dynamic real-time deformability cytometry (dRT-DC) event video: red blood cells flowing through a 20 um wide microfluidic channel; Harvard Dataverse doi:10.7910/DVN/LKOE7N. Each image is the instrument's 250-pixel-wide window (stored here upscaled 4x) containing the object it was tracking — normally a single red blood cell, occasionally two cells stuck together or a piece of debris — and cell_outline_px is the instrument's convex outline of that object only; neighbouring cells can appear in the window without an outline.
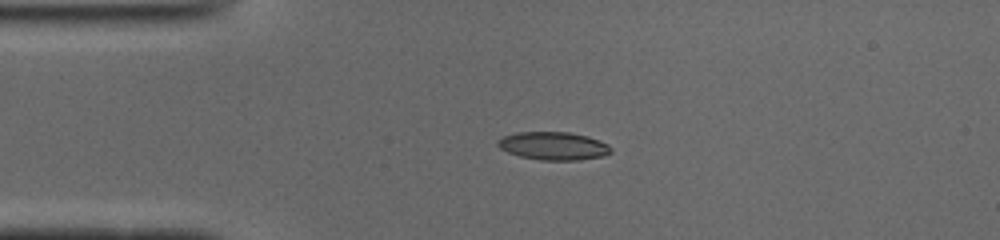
{"species": "common noctule bat (a hibernating species)", "species_latin": "Nyctalus noctula", "temperature_condition": "cold", "stored_images_in_passage": 40, "camera_frame_rate_fps": 3000, "um_per_image_px": 0.085, "animal": {"sex": "male", "body_mass_g": 19.0, "forearm_length_mm": 50.8}, "frame": {"image": 1, "passage_image": 1, "time_ms": 0.0, "image_size_px": [1000, 240], "cell_outline_px": [[612, 152], [604, 156], [576, 160], [540, 160], [520, 156], [508, 152], [500, 148], [496, 144], [504, 136], [516, 132], [568, 132], [588, 136], [608, 144], [612, 148]], "centroid_in_image_um": [47.07, 12.4], "position_along_channel_um": 37.9, "area_um2": 18.44}}
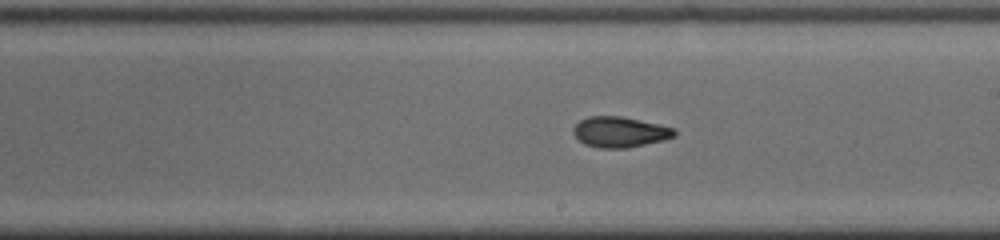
{"frame": {"image": 2, "passage_image": 18, "time_ms": 5.667, "image_size_px": [1000, 240], "cell_outline_px": [[676, 136], [664, 140], [628, 148], [600, 148], [584, 144], [572, 132], [572, 128], [580, 120], [588, 116], [620, 116], [660, 124], [676, 128]], "centroid_in_image_um": [52.71, 11.22], "position_along_channel_um": 236.3, "area_um2": 18.15}}
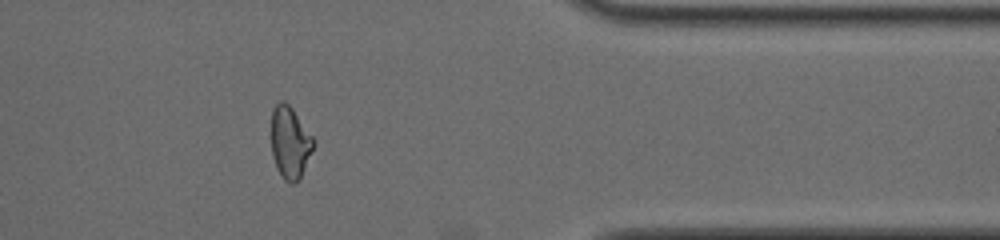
{"frame": {"image": 3, "passage_image": 31, "time_ms": 10.0, "image_size_px": [1000, 240], "cell_outline_px": [[316, 144], [300, 180], [292, 184], [284, 180], [276, 168], [272, 156], [272, 108], [280, 100], [284, 100], [292, 108], [316, 140]], "centroid_in_image_um": [24.68, 12.13], "position_along_channel_um": 386.7, "area_um2": 18.09}, "authors_computed_cell_mechanics": {"area_um2": 18.1492, "velocity_mm_per_s": 3.9338, "shape_relaxation_time_tau1_ms": 3.8682, "shape_relaxation_time_tau2_ms": 2.2228, "deformation_change_tau1": 0.1536, "deformation_change_tau2": 0.0771}}